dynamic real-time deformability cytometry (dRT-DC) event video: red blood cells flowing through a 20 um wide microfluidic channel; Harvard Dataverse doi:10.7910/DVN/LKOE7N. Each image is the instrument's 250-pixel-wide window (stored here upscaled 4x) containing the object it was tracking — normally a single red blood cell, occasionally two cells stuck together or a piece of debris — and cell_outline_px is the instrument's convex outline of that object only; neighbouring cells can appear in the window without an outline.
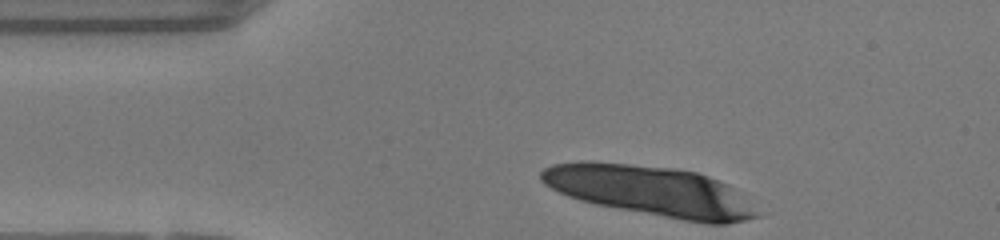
{"species": "human", "species_latin": "Homo sapiens", "temperature_condition": "warm", "stored_images_in_passage": 28, "camera_frame_rate_fps": 3000, "um_per_image_px": 0.085, "donor": {"sex": "female"}, "frame": {"image": 1, "passage_image": 1, "time_ms": 0.0, "image_size_px": [1000, 240], "cell_outline_px": [[760, 216], [728, 224], [704, 224], [596, 204], [580, 200], [568, 196], [544, 184], [540, 180], [540, 172], [544, 168], [552, 164], [580, 160], [588, 160], [676, 168], [696, 172], [708, 176], [728, 184]], "centroid_in_image_um": [55.22, 16.21], "position_along_channel_um": 29.8, "area_um2": 62.71}}
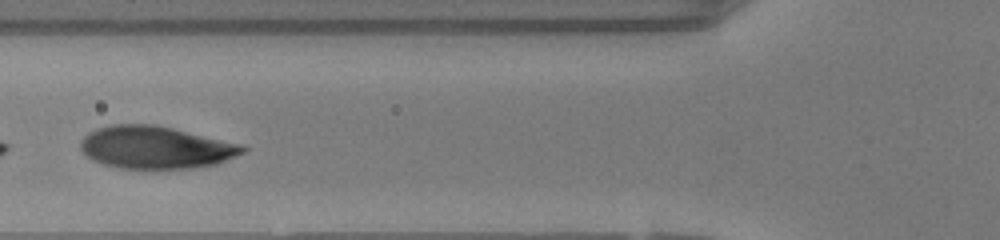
{"frame": {"image": 2, "passage_image": 11, "time_ms": 3.333, "image_size_px": [1000, 240], "cell_outline_px": [[248, 148], [244, 152], [216, 164], [192, 168], [116, 168], [92, 160], [80, 148], [80, 140], [88, 132], [96, 128], [112, 124], [152, 124], [172, 128], [244, 144]], "centroid_in_image_um": [13.22, 12.52], "position_along_channel_um": 112.6, "area_um2": 40.17}}
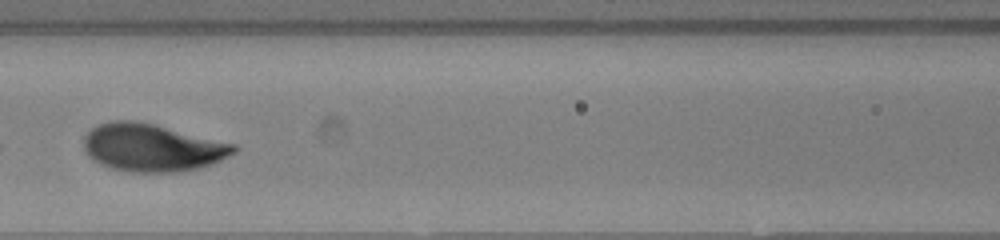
{"frame": {"image": 3, "passage_image": 14, "time_ms": 4.333, "image_size_px": [1000, 240], "cell_outline_px": [[240, 148], [236, 152], [212, 164], [200, 168], [180, 172], [132, 172], [112, 168], [100, 164], [88, 156], [84, 152], [84, 136], [92, 128], [100, 124], [112, 120], [136, 120], [236, 144]], "centroid_in_image_um": [12.94, 12.55], "position_along_channel_um": 153.7, "area_um2": 41.73}}